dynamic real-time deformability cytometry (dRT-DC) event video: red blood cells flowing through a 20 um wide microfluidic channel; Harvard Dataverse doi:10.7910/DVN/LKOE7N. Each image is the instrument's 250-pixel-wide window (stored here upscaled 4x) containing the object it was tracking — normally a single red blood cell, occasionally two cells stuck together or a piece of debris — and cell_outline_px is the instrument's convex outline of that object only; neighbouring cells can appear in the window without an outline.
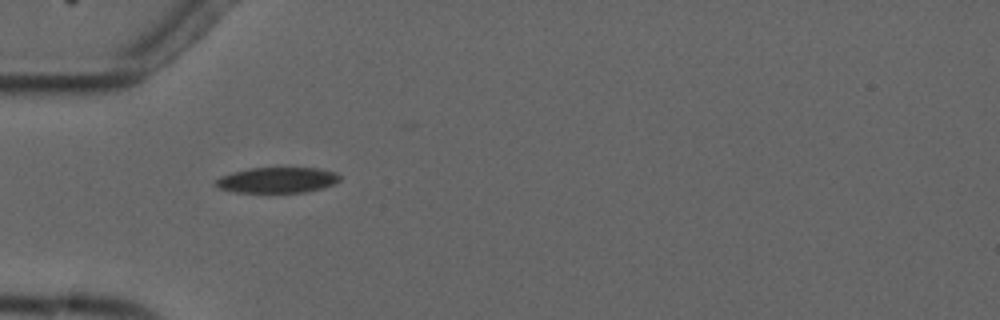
{"species": "common noctule bat (a hibernating species)", "species_latin": "Nyctalus noctula", "temperature_condition": "cold", "stored_images_in_passage": 13, "camera_frame_rate_fps": 3000, "um_per_image_px": 0.085, "animal": {"sex": "male", "forearm_length_mm": 52.5}, "frame": {"image": 1, "passage_image": 4, "time_ms": 4.333, "image_size_px": [1000, 320], "cell_outline_px": [[340, 180], [324, 188], [304, 192], [236, 192], [216, 188], [212, 184], [220, 176], [252, 168], [316, 168], [336, 172], [340, 176]], "centroid_in_image_um": [23.55, 15.31], "position_along_channel_um": 61.5, "area_um2": 18.44}}
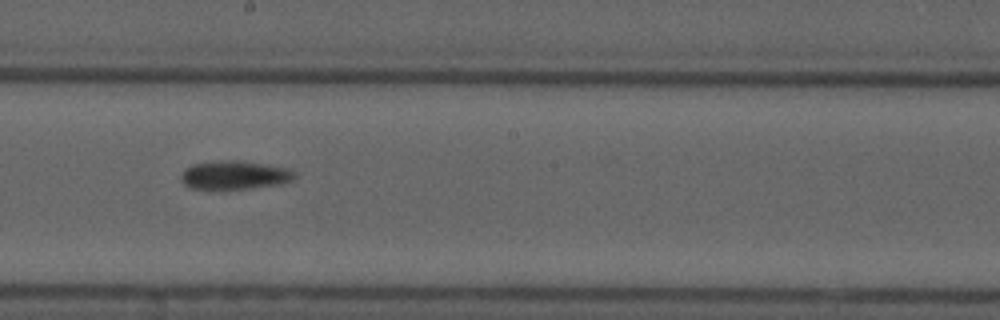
{"frame": {"image": 2, "passage_image": 8, "time_ms": 9.0, "image_size_px": [1000, 320], "cell_outline_px": [[296, 176], [292, 180], [280, 184], [248, 188], [192, 188], [184, 184], [180, 180], [180, 176], [184, 168], [192, 164], [220, 160], [236, 160], [264, 164], [288, 168], [296, 172]], "centroid_in_image_um": [19.92, 14.86], "position_along_channel_um": 228.3, "area_um2": 18.79}}
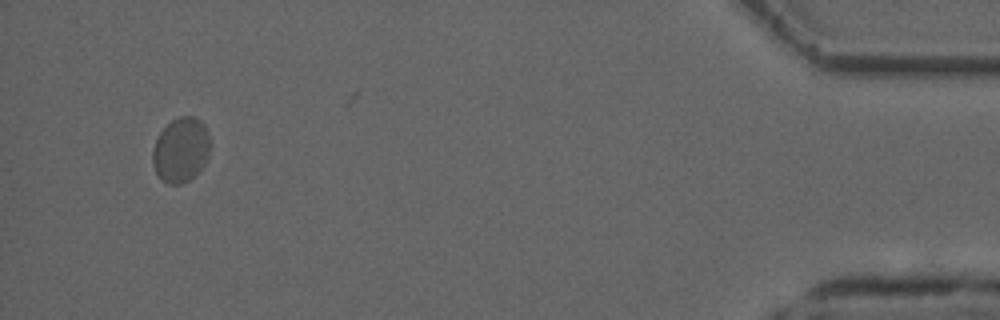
{"frame": {"image": 3, "passage_image": 13, "time_ms": 16.333, "image_size_px": [1000, 320], "cell_outline_px": [[208, 160], [188, 180], [180, 184], [168, 184], [160, 180], [152, 164], [152, 152], [156, 140], [160, 132], [172, 120], [180, 116], [192, 116], [200, 120], [204, 124], [208, 132]], "centroid_in_image_um": [15.35, 12.74], "position_along_channel_um": 419.9, "area_um2": 21.5}, "authors_computed_cell_mechanics": {"area_um2": 19.652, "velocity_mm_per_s": 3.655, "shape_relaxation_time_tau1_ms": null, "shape_relaxation_time_tau2_ms": 1.0986, "deformation_change_tau1": null, "deformation_change_tau2": 0.0313}}